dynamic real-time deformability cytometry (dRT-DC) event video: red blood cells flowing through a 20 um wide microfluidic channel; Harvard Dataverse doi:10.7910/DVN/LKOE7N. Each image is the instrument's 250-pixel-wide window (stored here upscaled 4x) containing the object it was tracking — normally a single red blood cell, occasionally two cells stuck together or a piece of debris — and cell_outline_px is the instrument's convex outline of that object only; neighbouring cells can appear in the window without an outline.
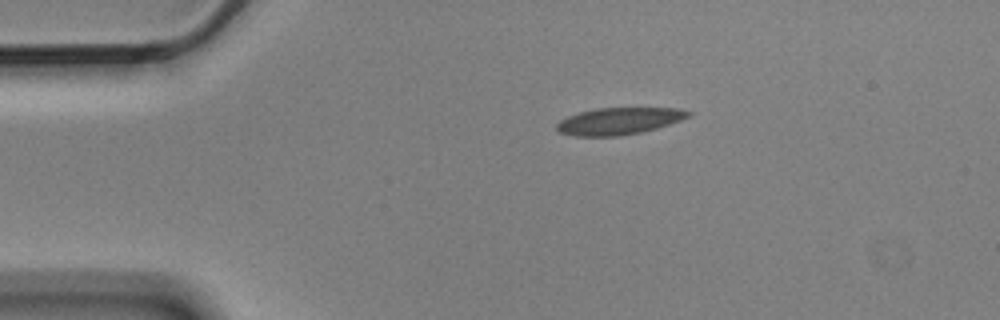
{"species": "Egyptian fruit bat (a non-hibernating species)", "species_latin": "Rousettus aegyptiacus", "temperature_condition": "cold", "stored_images_in_passage": 2, "camera_frame_rate_fps": 3000, "um_per_image_px": 0.085, "animal": {"sex": "male"}, "frame": {"image": 1, "passage_image": 1, "time_ms": 0.0, "image_size_px": [1000, 320], "cell_outline_px": [[692, 112], [688, 116], [680, 120], [656, 128], [640, 132], [620, 136], [576, 136], [560, 132], [556, 128], [556, 124], [560, 120], [568, 116], [580, 112], [596, 108], [676, 108]], "centroid_in_image_um": [52.58, 10.29], "position_along_channel_um": 32.4, "area_um2": 20.4}}